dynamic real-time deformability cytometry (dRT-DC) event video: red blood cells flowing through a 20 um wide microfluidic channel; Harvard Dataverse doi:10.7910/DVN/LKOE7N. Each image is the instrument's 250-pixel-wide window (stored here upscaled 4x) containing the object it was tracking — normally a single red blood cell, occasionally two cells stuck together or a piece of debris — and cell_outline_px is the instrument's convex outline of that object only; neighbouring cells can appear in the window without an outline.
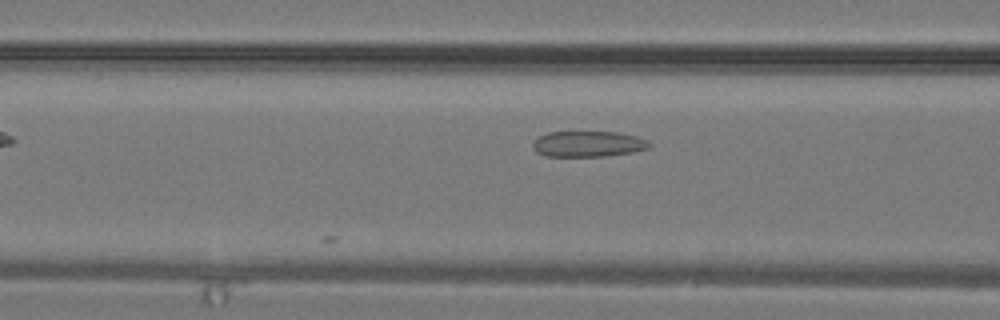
{"species": "common noctule bat (a hibernating species)", "species_latin": "Nyctalus noctula", "temperature_condition": "warm", "stored_images_in_passage": 10, "camera_frame_rate_fps": 3000, "um_per_image_px": 0.085, "animal": {"sex": "male", "body_mass_g": 19.2, "forearm_length_mm": 51.8}, "frame": {"image": 1, "passage_image": 10, "time_ms": 3.0, "image_size_px": [1000, 320], "cell_outline_px": [[652, 144], [648, 148], [632, 152], [608, 156], [544, 156], [536, 152], [532, 148], [532, 144], [540, 136], [548, 132], [616, 132], [636, 136], [648, 140]], "centroid_in_image_um": [49.99, 12.24], "position_along_channel_um": 116.6, "area_um2": 17.51}}